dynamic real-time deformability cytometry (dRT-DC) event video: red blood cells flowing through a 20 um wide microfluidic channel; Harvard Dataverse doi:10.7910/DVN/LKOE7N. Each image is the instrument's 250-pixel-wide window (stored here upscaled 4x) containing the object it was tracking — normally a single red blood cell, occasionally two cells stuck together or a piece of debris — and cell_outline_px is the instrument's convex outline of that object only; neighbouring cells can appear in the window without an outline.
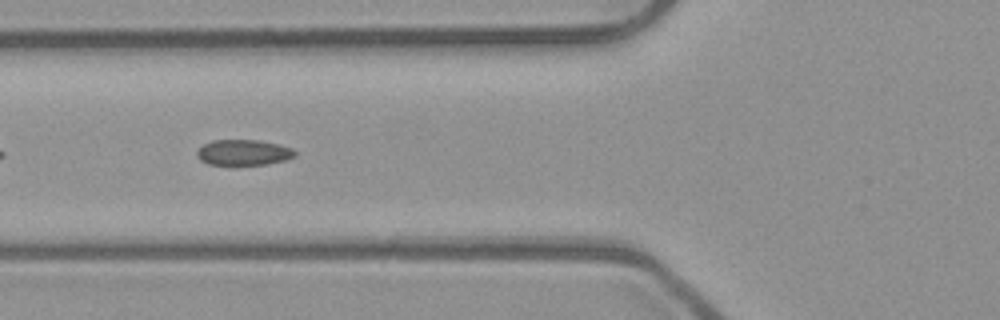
{"species": "common noctule bat (a hibernating species)", "species_latin": "Nyctalus noctula", "temperature_condition": "room temperature", "stored_images_in_passage": 6, "camera_frame_rate_fps": 3000, "um_per_image_px": 0.085, "animal": {"sex": "male", "body_mass_g": 23.1, "forearm_length_mm": 52.7}, "frame": {"image": 1, "passage_image": 5, "time_ms": 1.333, "image_size_px": [1000, 320], "cell_outline_px": [[296, 156], [284, 160], [268, 164], [236, 168], [208, 164], [200, 160], [196, 156], [196, 152], [204, 144], [212, 140], [260, 140], [280, 144], [292, 148], [296, 152]], "centroid_in_image_um": [20.68, 13.01], "position_along_channel_um": 105.1, "area_um2": 15.49}}
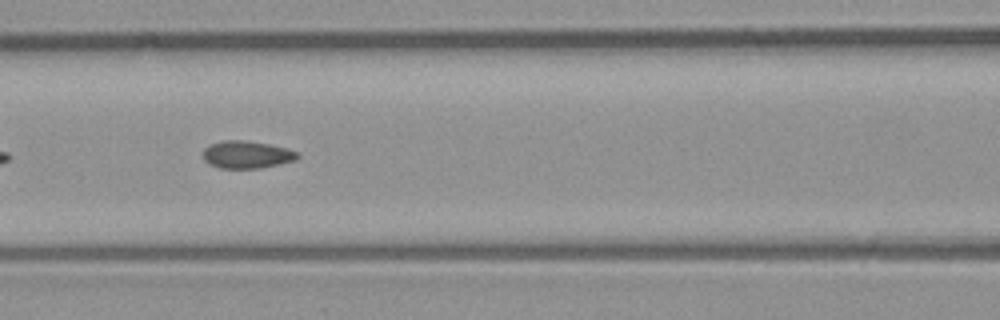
{"frame": {"image": 2, "passage_image": 6, "time_ms": 1.667, "image_size_px": [1000, 320], "cell_outline_px": [[300, 156], [296, 160], [260, 168], [220, 168], [208, 164], [204, 160], [204, 148], [208, 144], [224, 140], [244, 140], [268, 144], [288, 148], [300, 152]], "centroid_in_image_um": [20.99, 13.13], "position_along_channel_um": 145.6, "area_um2": 15.26}}